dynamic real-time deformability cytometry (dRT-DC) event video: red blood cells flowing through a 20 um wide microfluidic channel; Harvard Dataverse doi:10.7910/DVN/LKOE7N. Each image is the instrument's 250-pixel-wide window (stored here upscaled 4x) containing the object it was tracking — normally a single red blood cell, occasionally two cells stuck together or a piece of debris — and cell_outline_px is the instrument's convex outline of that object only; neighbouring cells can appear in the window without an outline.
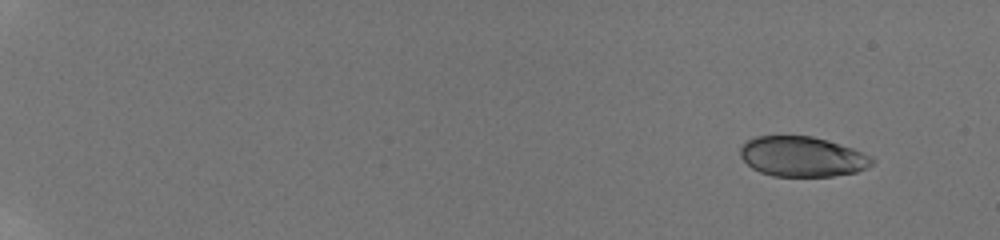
{"species": "human", "species_latin": "Homo sapiens", "temperature_condition": "room temperature", "stored_images_in_passage": 53, "camera_frame_rate_fps": 3000, "um_per_image_px": 0.085, "donor": {"sex": "male"}, "frame": {"image": 1, "passage_image": 1, "time_ms": 0.0, "image_size_px": [1000, 240], "cell_outline_px": [[876, 160], [868, 168], [856, 172], [832, 176], [772, 176], [760, 172], [752, 168], [740, 156], [740, 148], [748, 140], [756, 136], [812, 136], [828, 140], [852, 148], [872, 156]], "centroid_in_image_um": [68.22, 13.31], "position_along_channel_um": 16.8, "area_um2": 30.87}}
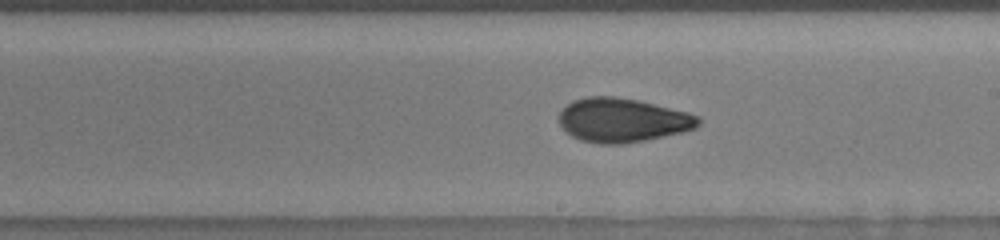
{"frame": {"image": 2, "passage_image": 33, "time_ms": 10.667, "image_size_px": [1000, 240], "cell_outline_px": [[700, 124], [696, 128], [684, 132], [644, 140], [620, 144], [600, 144], [580, 140], [572, 136], [560, 124], [560, 112], [572, 100], [588, 96], [616, 96], [640, 100], [688, 112], [700, 116]], "centroid_in_image_um": [52.95, 10.2], "position_along_channel_um": 236.1, "area_um2": 35.84}}
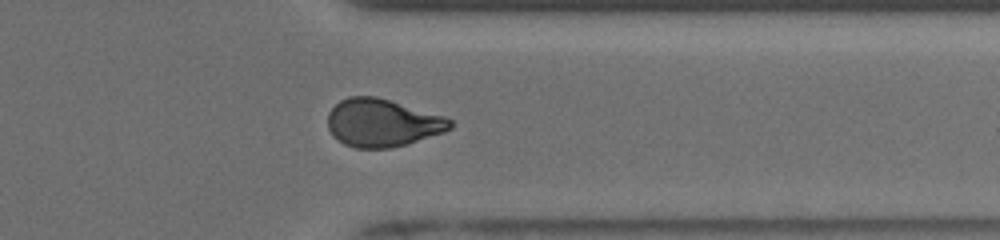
{"frame": {"image": 3, "passage_image": 44, "time_ms": 14.333, "image_size_px": [1000, 240], "cell_outline_px": [[452, 128], [444, 132], [404, 144], [388, 148], [356, 148], [344, 144], [332, 136], [328, 128], [328, 112], [340, 100], [348, 96], [376, 96], [444, 116], [452, 120]], "centroid_in_image_um": [32.47, 10.43], "position_along_channel_um": 378.9, "area_um2": 33.93}, "authors_computed_cell_mechanics": {"area_um2": 33.813, "velocity_mm_per_s": 3.8949, "shape_relaxation_time_tau1_ms": 4.6817, "shape_relaxation_time_tau2_ms": 1.6191, "deformation_change_tau1": 0.1604, "deformation_change_tau2": 0.0639}}